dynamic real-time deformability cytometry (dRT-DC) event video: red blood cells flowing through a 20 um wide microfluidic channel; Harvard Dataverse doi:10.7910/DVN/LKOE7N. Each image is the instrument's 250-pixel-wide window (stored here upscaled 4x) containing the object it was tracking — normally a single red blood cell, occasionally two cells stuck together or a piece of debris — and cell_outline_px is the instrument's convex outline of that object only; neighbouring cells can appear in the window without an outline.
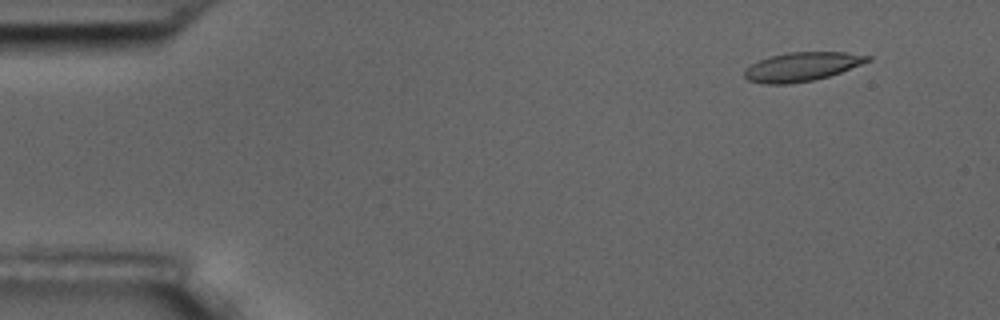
{"species": "common noctule bat (a hibernating species)", "species_latin": "Nyctalus noctula", "temperature_condition": "room temperature", "stored_images_in_passage": 4, "camera_frame_rate_fps": 3000, "um_per_image_px": 0.085, "animal": {"sex": "male", "body_mass_g": 17.5, "forearm_length_mm": 52.3}, "frame": {"image": 1, "passage_image": 1, "time_ms": 0.0, "image_size_px": [1000, 320], "cell_outline_px": [[872, 60], [840, 72], [828, 76], [812, 80], [788, 84], [760, 84], [748, 80], [744, 76], [744, 68], [760, 60], [772, 56], [788, 52], [844, 52], [872, 56]], "centroid_in_image_um": [68.14, 5.67], "position_along_channel_um": 16.9, "area_um2": 20.63}}
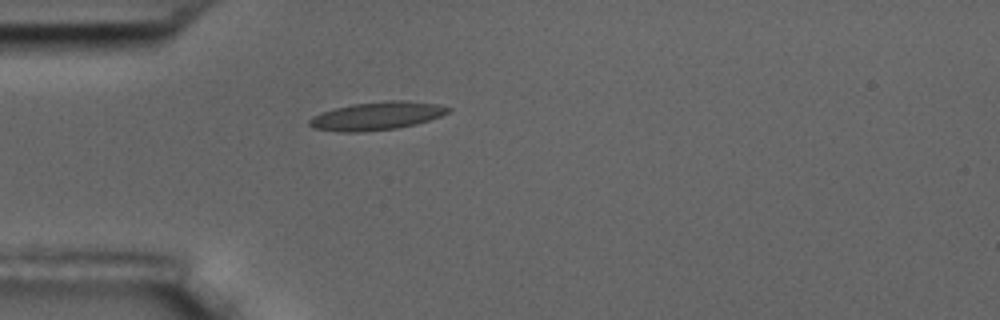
{"frame": {"image": 2, "passage_image": 4, "time_ms": 3.667, "image_size_px": [1000, 320], "cell_outline_px": [[452, 108], [448, 112], [440, 116], [416, 124], [396, 128], [364, 132], [336, 132], [312, 128], [308, 124], [308, 120], [312, 116], [320, 112], [352, 104], [388, 100], [408, 100], [436, 104]], "centroid_in_image_um": [31.97, 9.86], "position_along_channel_um": 53.0, "area_um2": 22.89}}